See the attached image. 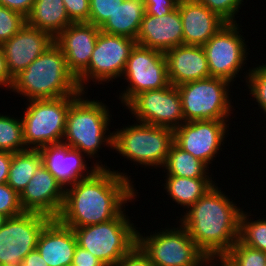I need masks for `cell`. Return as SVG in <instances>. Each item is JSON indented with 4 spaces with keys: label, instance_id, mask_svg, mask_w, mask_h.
Wrapping results in <instances>:
<instances>
[{
    "label": "cell",
    "instance_id": "obj_1",
    "mask_svg": "<svg viewBox=\"0 0 266 266\" xmlns=\"http://www.w3.org/2000/svg\"><path fill=\"white\" fill-rule=\"evenodd\" d=\"M133 180L125 171L111 167L97 169L91 176L65 189L63 207L57 219L73 229L118 217L128 202L138 200L139 192Z\"/></svg>",
    "mask_w": 266,
    "mask_h": 266
},
{
    "label": "cell",
    "instance_id": "obj_2",
    "mask_svg": "<svg viewBox=\"0 0 266 266\" xmlns=\"http://www.w3.org/2000/svg\"><path fill=\"white\" fill-rule=\"evenodd\" d=\"M217 184L175 219V224L180 223L188 231L208 259L222 258L239 239L240 215L244 209Z\"/></svg>",
    "mask_w": 266,
    "mask_h": 266
},
{
    "label": "cell",
    "instance_id": "obj_3",
    "mask_svg": "<svg viewBox=\"0 0 266 266\" xmlns=\"http://www.w3.org/2000/svg\"><path fill=\"white\" fill-rule=\"evenodd\" d=\"M86 94L82 92L68 109L62 143L86 155L90 159L89 163L93 158V164L108 168L106 163L104 165L101 160L94 159L100 157L102 146L112 150L113 132L109 126L112 127L114 119L111 117V108L103 101L94 100V97L88 99Z\"/></svg>",
    "mask_w": 266,
    "mask_h": 266
},
{
    "label": "cell",
    "instance_id": "obj_4",
    "mask_svg": "<svg viewBox=\"0 0 266 266\" xmlns=\"http://www.w3.org/2000/svg\"><path fill=\"white\" fill-rule=\"evenodd\" d=\"M10 92L22 99H53L80 95L77 79L69 71L60 47L54 42L14 77Z\"/></svg>",
    "mask_w": 266,
    "mask_h": 266
},
{
    "label": "cell",
    "instance_id": "obj_5",
    "mask_svg": "<svg viewBox=\"0 0 266 266\" xmlns=\"http://www.w3.org/2000/svg\"><path fill=\"white\" fill-rule=\"evenodd\" d=\"M113 130L112 150L134 165L161 169L174 143V130L135 121ZM139 164V165H138Z\"/></svg>",
    "mask_w": 266,
    "mask_h": 266
},
{
    "label": "cell",
    "instance_id": "obj_6",
    "mask_svg": "<svg viewBox=\"0 0 266 266\" xmlns=\"http://www.w3.org/2000/svg\"><path fill=\"white\" fill-rule=\"evenodd\" d=\"M126 211L107 222L73 228L78 246L91 252L105 266H115L137 245L138 227Z\"/></svg>",
    "mask_w": 266,
    "mask_h": 266
},
{
    "label": "cell",
    "instance_id": "obj_7",
    "mask_svg": "<svg viewBox=\"0 0 266 266\" xmlns=\"http://www.w3.org/2000/svg\"><path fill=\"white\" fill-rule=\"evenodd\" d=\"M78 96L25 101L21 118L27 149L62 143L68 109Z\"/></svg>",
    "mask_w": 266,
    "mask_h": 266
},
{
    "label": "cell",
    "instance_id": "obj_8",
    "mask_svg": "<svg viewBox=\"0 0 266 266\" xmlns=\"http://www.w3.org/2000/svg\"><path fill=\"white\" fill-rule=\"evenodd\" d=\"M151 231L149 235L137 230V245L149 257L154 266H202L208 257L179 223ZM170 227V228H169ZM177 227V228H176ZM162 229V230H161ZM159 230V231H158ZM146 235V236H145Z\"/></svg>",
    "mask_w": 266,
    "mask_h": 266
},
{
    "label": "cell",
    "instance_id": "obj_9",
    "mask_svg": "<svg viewBox=\"0 0 266 266\" xmlns=\"http://www.w3.org/2000/svg\"><path fill=\"white\" fill-rule=\"evenodd\" d=\"M233 85L222 78L208 77L177 86L185 122L231 120L235 110L231 95Z\"/></svg>",
    "mask_w": 266,
    "mask_h": 266
},
{
    "label": "cell",
    "instance_id": "obj_10",
    "mask_svg": "<svg viewBox=\"0 0 266 266\" xmlns=\"http://www.w3.org/2000/svg\"><path fill=\"white\" fill-rule=\"evenodd\" d=\"M240 23H227L204 45L211 77L222 78L232 84L248 67L247 60L250 48L245 41L243 27ZM247 42V43H246Z\"/></svg>",
    "mask_w": 266,
    "mask_h": 266
},
{
    "label": "cell",
    "instance_id": "obj_11",
    "mask_svg": "<svg viewBox=\"0 0 266 266\" xmlns=\"http://www.w3.org/2000/svg\"><path fill=\"white\" fill-rule=\"evenodd\" d=\"M135 44L134 39L100 31L89 65L77 78L81 92H88L91 80L97 86L121 78Z\"/></svg>",
    "mask_w": 266,
    "mask_h": 266
},
{
    "label": "cell",
    "instance_id": "obj_12",
    "mask_svg": "<svg viewBox=\"0 0 266 266\" xmlns=\"http://www.w3.org/2000/svg\"><path fill=\"white\" fill-rule=\"evenodd\" d=\"M119 80L127 86L117 98L125 106L134 96L146 90H159L167 87V63L164 52L135 44Z\"/></svg>",
    "mask_w": 266,
    "mask_h": 266
},
{
    "label": "cell",
    "instance_id": "obj_13",
    "mask_svg": "<svg viewBox=\"0 0 266 266\" xmlns=\"http://www.w3.org/2000/svg\"><path fill=\"white\" fill-rule=\"evenodd\" d=\"M136 121L175 130L184 122L177 86L146 90L134 96L124 107Z\"/></svg>",
    "mask_w": 266,
    "mask_h": 266
},
{
    "label": "cell",
    "instance_id": "obj_14",
    "mask_svg": "<svg viewBox=\"0 0 266 266\" xmlns=\"http://www.w3.org/2000/svg\"><path fill=\"white\" fill-rule=\"evenodd\" d=\"M51 219L26 211L8 217L0 227V266L20 265L28 253L36 250L40 233Z\"/></svg>",
    "mask_w": 266,
    "mask_h": 266
},
{
    "label": "cell",
    "instance_id": "obj_15",
    "mask_svg": "<svg viewBox=\"0 0 266 266\" xmlns=\"http://www.w3.org/2000/svg\"><path fill=\"white\" fill-rule=\"evenodd\" d=\"M228 122V123H227ZM230 120H194L174 130V142L184 151L213 167L229 135ZM222 144V145H221ZM211 164V165H210ZM211 167H210V166Z\"/></svg>",
    "mask_w": 266,
    "mask_h": 266
},
{
    "label": "cell",
    "instance_id": "obj_16",
    "mask_svg": "<svg viewBox=\"0 0 266 266\" xmlns=\"http://www.w3.org/2000/svg\"><path fill=\"white\" fill-rule=\"evenodd\" d=\"M65 189L42 164L20 193L22 208L26 212L57 218L63 207Z\"/></svg>",
    "mask_w": 266,
    "mask_h": 266
},
{
    "label": "cell",
    "instance_id": "obj_17",
    "mask_svg": "<svg viewBox=\"0 0 266 266\" xmlns=\"http://www.w3.org/2000/svg\"><path fill=\"white\" fill-rule=\"evenodd\" d=\"M99 32L100 28L93 24L78 22L70 24L54 38L76 79L89 65Z\"/></svg>",
    "mask_w": 266,
    "mask_h": 266
},
{
    "label": "cell",
    "instance_id": "obj_18",
    "mask_svg": "<svg viewBox=\"0 0 266 266\" xmlns=\"http://www.w3.org/2000/svg\"><path fill=\"white\" fill-rule=\"evenodd\" d=\"M39 151L43 158V165L65 188L80 179L91 176L99 169L96 164L91 163L89 166V158L86 155L64 143L44 146Z\"/></svg>",
    "mask_w": 266,
    "mask_h": 266
},
{
    "label": "cell",
    "instance_id": "obj_19",
    "mask_svg": "<svg viewBox=\"0 0 266 266\" xmlns=\"http://www.w3.org/2000/svg\"><path fill=\"white\" fill-rule=\"evenodd\" d=\"M54 43V38L45 31L28 24L13 35L2 47L7 68L14 78Z\"/></svg>",
    "mask_w": 266,
    "mask_h": 266
},
{
    "label": "cell",
    "instance_id": "obj_20",
    "mask_svg": "<svg viewBox=\"0 0 266 266\" xmlns=\"http://www.w3.org/2000/svg\"><path fill=\"white\" fill-rule=\"evenodd\" d=\"M136 44L162 52L183 45V27L178 7L162 16L145 13Z\"/></svg>",
    "mask_w": 266,
    "mask_h": 266
},
{
    "label": "cell",
    "instance_id": "obj_21",
    "mask_svg": "<svg viewBox=\"0 0 266 266\" xmlns=\"http://www.w3.org/2000/svg\"><path fill=\"white\" fill-rule=\"evenodd\" d=\"M177 7L182 20L184 45L203 46L227 24L197 0H179Z\"/></svg>",
    "mask_w": 266,
    "mask_h": 266
},
{
    "label": "cell",
    "instance_id": "obj_22",
    "mask_svg": "<svg viewBox=\"0 0 266 266\" xmlns=\"http://www.w3.org/2000/svg\"><path fill=\"white\" fill-rule=\"evenodd\" d=\"M164 55L168 80L174 86L211 77L203 46L183 44L167 50Z\"/></svg>",
    "mask_w": 266,
    "mask_h": 266
},
{
    "label": "cell",
    "instance_id": "obj_23",
    "mask_svg": "<svg viewBox=\"0 0 266 266\" xmlns=\"http://www.w3.org/2000/svg\"><path fill=\"white\" fill-rule=\"evenodd\" d=\"M77 245L73 229L52 218L41 231L36 249L48 266H69Z\"/></svg>",
    "mask_w": 266,
    "mask_h": 266
},
{
    "label": "cell",
    "instance_id": "obj_24",
    "mask_svg": "<svg viewBox=\"0 0 266 266\" xmlns=\"http://www.w3.org/2000/svg\"><path fill=\"white\" fill-rule=\"evenodd\" d=\"M72 23L63 0H35L26 17V24L47 32L53 38Z\"/></svg>",
    "mask_w": 266,
    "mask_h": 266
},
{
    "label": "cell",
    "instance_id": "obj_25",
    "mask_svg": "<svg viewBox=\"0 0 266 266\" xmlns=\"http://www.w3.org/2000/svg\"><path fill=\"white\" fill-rule=\"evenodd\" d=\"M163 190L173 203L180 205L182 211L194 205L216 183L213 178H186L178 176H163ZM166 182V183H165Z\"/></svg>",
    "mask_w": 266,
    "mask_h": 266
},
{
    "label": "cell",
    "instance_id": "obj_26",
    "mask_svg": "<svg viewBox=\"0 0 266 266\" xmlns=\"http://www.w3.org/2000/svg\"><path fill=\"white\" fill-rule=\"evenodd\" d=\"M145 13L144 0H124L100 27V31L136 40Z\"/></svg>",
    "mask_w": 266,
    "mask_h": 266
},
{
    "label": "cell",
    "instance_id": "obj_27",
    "mask_svg": "<svg viewBox=\"0 0 266 266\" xmlns=\"http://www.w3.org/2000/svg\"><path fill=\"white\" fill-rule=\"evenodd\" d=\"M161 170L166 173L163 175L186 178H212L213 176L204 162L184 151L175 142L172 144Z\"/></svg>",
    "mask_w": 266,
    "mask_h": 266
},
{
    "label": "cell",
    "instance_id": "obj_28",
    "mask_svg": "<svg viewBox=\"0 0 266 266\" xmlns=\"http://www.w3.org/2000/svg\"><path fill=\"white\" fill-rule=\"evenodd\" d=\"M43 164L39 149H27L12 154L7 184L19 194Z\"/></svg>",
    "mask_w": 266,
    "mask_h": 266
},
{
    "label": "cell",
    "instance_id": "obj_29",
    "mask_svg": "<svg viewBox=\"0 0 266 266\" xmlns=\"http://www.w3.org/2000/svg\"><path fill=\"white\" fill-rule=\"evenodd\" d=\"M27 150L22 118L0 113V151L16 153Z\"/></svg>",
    "mask_w": 266,
    "mask_h": 266
},
{
    "label": "cell",
    "instance_id": "obj_30",
    "mask_svg": "<svg viewBox=\"0 0 266 266\" xmlns=\"http://www.w3.org/2000/svg\"><path fill=\"white\" fill-rule=\"evenodd\" d=\"M249 213V214H248ZM251 216V217H250ZM251 211L244 209L240 215L239 240L252 248L266 253V217L252 218ZM252 218V219H251Z\"/></svg>",
    "mask_w": 266,
    "mask_h": 266
},
{
    "label": "cell",
    "instance_id": "obj_31",
    "mask_svg": "<svg viewBox=\"0 0 266 266\" xmlns=\"http://www.w3.org/2000/svg\"><path fill=\"white\" fill-rule=\"evenodd\" d=\"M258 65V66H257ZM256 66V67H255ZM253 67H249L244 71V79L241 82H246V91H249L252 102L255 101L258 105V109L261 110L260 113L264 114V119L266 118V63L262 62V65L256 64ZM248 71V72H247Z\"/></svg>",
    "mask_w": 266,
    "mask_h": 266
},
{
    "label": "cell",
    "instance_id": "obj_32",
    "mask_svg": "<svg viewBox=\"0 0 266 266\" xmlns=\"http://www.w3.org/2000/svg\"><path fill=\"white\" fill-rule=\"evenodd\" d=\"M221 259L228 266H266V253L243 244L239 239Z\"/></svg>",
    "mask_w": 266,
    "mask_h": 266
},
{
    "label": "cell",
    "instance_id": "obj_33",
    "mask_svg": "<svg viewBox=\"0 0 266 266\" xmlns=\"http://www.w3.org/2000/svg\"><path fill=\"white\" fill-rule=\"evenodd\" d=\"M25 24L26 17L0 5V45L19 32Z\"/></svg>",
    "mask_w": 266,
    "mask_h": 266
},
{
    "label": "cell",
    "instance_id": "obj_34",
    "mask_svg": "<svg viewBox=\"0 0 266 266\" xmlns=\"http://www.w3.org/2000/svg\"><path fill=\"white\" fill-rule=\"evenodd\" d=\"M210 11L219 15L227 23H237L236 15L244 5V0H197ZM236 19V20H235Z\"/></svg>",
    "mask_w": 266,
    "mask_h": 266
},
{
    "label": "cell",
    "instance_id": "obj_35",
    "mask_svg": "<svg viewBox=\"0 0 266 266\" xmlns=\"http://www.w3.org/2000/svg\"><path fill=\"white\" fill-rule=\"evenodd\" d=\"M124 0H89V23L100 28Z\"/></svg>",
    "mask_w": 266,
    "mask_h": 266
},
{
    "label": "cell",
    "instance_id": "obj_36",
    "mask_svg": "<svg viewBox=\"0 0 266 266\" xmlns=\"http://www.w3.org/2000/svg\"><path fill=\"white\" fill-rule=\"evenodd\" d=\"M20 202V194L7 183L0 184V213L14 217L24 213Z\"/></svg>",
    "mask_w": 266,
    "mask_h": 266
},
{
    "label": "cell",
    "instance_id": "obj_37",
    "mask_svg": "<svg viewBox=\"0 0 266 266\" xmlns=\"http://www.w3.org/2000/svg\"><path fill=\"white\" fill-rule=\"evenodd\" d=\"M69 19L73 23H89V0H63Z\"/></svg>",
    "mask_w": 266,
    "mask_h": 266
},
{
    "label": "cell",
    "instance_id": "obj_38",
    "mask_svg": "<svg viewBox=\"0 0 266 266\" xmlns=\"http://www.w3.org/2000/svg\"><path fill=\"white\" fill-rule=\"evenodd\" d=\"M115 266H154L149 257L136 245L128 254L124 255Z\"/></svg>",
    "mask_w": 266,
    "mask_h": 266
},
{
    "label": "cell",
    "instance_id": "obj_39",
    "mask_svg": "<svg viewBox=\"0 0 266 266\" xmlns=\"http://www.w3.org/2000/svg\"><path fill=\"white\" fill-rule=\"evenodd\" d=\"M179 0H144L146 14L162 16L177 8Z\"/></svg>",
    "mask_w": 266,
    "mask_h": 266
},
{
    "label": "cell",
    "instance_id": "obj_40",
    "mask_svg": "<svg viewBox=\"0 0 266 266\" xmlns=\"http://www.w3.org/2000/svg\"><path fill=\"white\" fill-rule=\"evenodd\" d=\"M76 266H105L101 260L95 257L91 252L77 245L72 261Z\"/></svg>",
    "mask_w": 266,
    "mask_h": 266
},
{
    "label": "cell",
    "instance_id": "obj_41",
    "mask_svg": "<svg viewBox=\"0 0 266 266\" xmlns=\"http://www.w3.org/2000/svg\"><path fill=\"white\" fill-rule=\"evenodd\" d=\"M35 0H0V5L27 17L33 7Z\"/></svg>",
    "mask_w": 266,
    "mask_h": 266
},
{
    "label": "cell",
    "instance_id": "obj_42",
    "mask_svg": "<svg viewBox=\"0 0 266 266\" xmlns=\"http://www.w3.org/2000/svg\"><path fill=\"white\" fill-rule=\"evenodd\" d=\"M14 82V78L8 71L7 62L2 45H0V88L10 91Z\"/></svg>",
    "mask_w": 266,
    "mask_h": 266
},
{
    "label": "cell",
    "instance_id": "obj_43",
    "mask_svg": "<svg viewBox=\"0 0 266 266\" xmlns=\"http://www.w3.org/2000/svg\"><path fill=\"white\" fill-rule=\"evenodd\" d=\"M12 154L10 152L0 151V184L7 182Z\"/></svg>",
    "mask_w": 266,
    "mask_h": 266
},
{
    "label": "cell",
    "instance_id": "obj_44",
    "mask_svg": "<svg viewBox=\"0 0 266 266\" xmlns=\"http://www.w3.org/2000/svg\"><path fill=\"white\" fill-rule=\"evenodd\" d=\"M20 266H48V264L44 261L43 257L36 249L26 255Z\"/></svg>",
    "mask_w": 266,
    "mask_h": 266
},
{
    "label": "cell",
    "instance_id": "obj_45",
    "mask_svg": "<svg viewBox=\"0 0 266 266\" xmlns=\"http://www.w3.org/2000/svg\"><path fill=\"white\" fill-rule=\"evenodd\" d=\"M202 266H228L221 258H210Z\"/></svg>",
    "mask_w": 266,
    "mask_h": 266
},
{
    "label": "cell",
    "instance_id": "obj_46",
    "mask_svg": "<svg viewBox=\"0 0 266 266\" xmlns=\"http://www.w3.org/2000/svg\"><path fill=\"white\" fill-rule=\"evenodd\" d=\"M7 216H5L4 214L0 213V227L2 225H4L5 221L7 220Z\"/></svg>",
    "mask_w": 266,
    "mask_h": 266
},
{
    "label": "cell",
    "instance_id": "obj_47",
    "mask_svg": "<svg viewBox=\"0 0 266 266\" xmlns=\"http://www.w3.org/2000/svg\"><path fill=\"white\" fill-rule=\"evenodd\" d=\"M4 266H20V265H4Z\"/></svg>",
    "mask_w": 266,
    "mask_h": 266
}]
</instances>
